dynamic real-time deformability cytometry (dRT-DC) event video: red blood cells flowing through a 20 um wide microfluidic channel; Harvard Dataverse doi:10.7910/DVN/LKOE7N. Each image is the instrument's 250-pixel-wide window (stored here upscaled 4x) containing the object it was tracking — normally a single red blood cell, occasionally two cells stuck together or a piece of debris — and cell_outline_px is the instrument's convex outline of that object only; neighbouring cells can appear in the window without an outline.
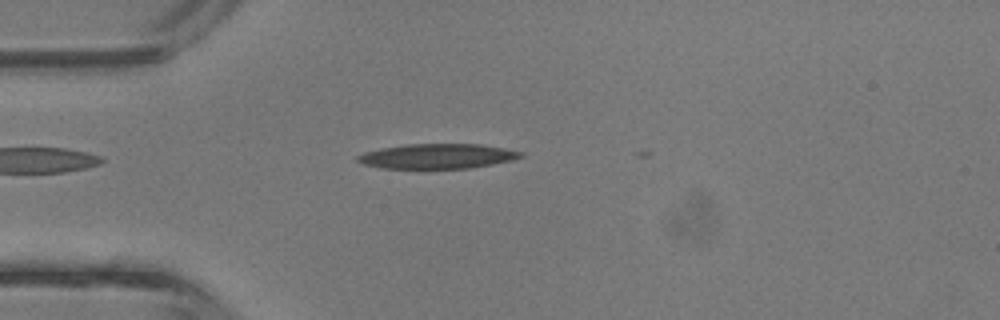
{"species": "common noctule bat (a hibernating species)", "species_latin": "Nyctalus noctula", "temperature_condition": "room temperature", "stored_images_in_passage": 4, "camera_frame_rate_fps": 3000, "um_per_image_px": 0.085, "animal": {"sex": "male", "body_mass_g": 13.3}, "frame": {"image": 1, "passage_image": 3, "time_ms": 0.667, "image_size_px": [1000, 320], "cell_outline_px": [[524, 156], [512, 160], [492, 164], [468, 168], [380, 168], [364, 164], [356, 160], [356, 156], [364, 152], [384, 148], [408, 144], [480, 144], [504, 148], [524, 152]], "centroid_in_image_um": [37.19, 13.27], "position_along_channel_um": 47.8, "area_um2": 23.47}}